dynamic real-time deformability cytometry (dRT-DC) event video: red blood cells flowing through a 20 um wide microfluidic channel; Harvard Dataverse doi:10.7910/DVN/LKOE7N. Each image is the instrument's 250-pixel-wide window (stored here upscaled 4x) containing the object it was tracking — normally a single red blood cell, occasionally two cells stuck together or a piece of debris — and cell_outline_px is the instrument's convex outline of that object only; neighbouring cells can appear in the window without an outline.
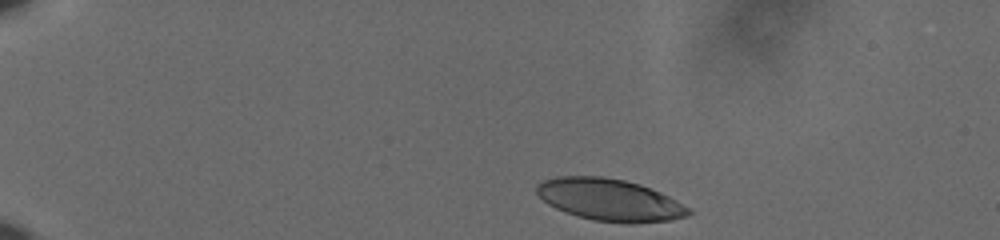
{"species": "human", "species_latin": "Homo sapiens", "temperature_condition": "cold", "stored_images_in_passage": 43, "camera_frame_rate_fps": 3000, "um_per_image_px": 0.085, "donor": {"sex": "male"}, "frame": {"image": 1, "passage_image": 1, "time_ms": 0.0, "image_size_px": [1000, 240], "cell_outline_px": [[692, 212], [688, 216], [672, 220], [632, 224], [628, 224], [592, 220], [564, 212], [548, 204], [536, 192], [536, 184], [544, 180], [556, 176], [604, 176], [624, 180], [640, 184], [660, 192], [676, 200], [688, 208]], "centroid_in_image_um": [51.82, 16.99], "position_along_channel_um": 33.2, "area_um2": 37.34}}
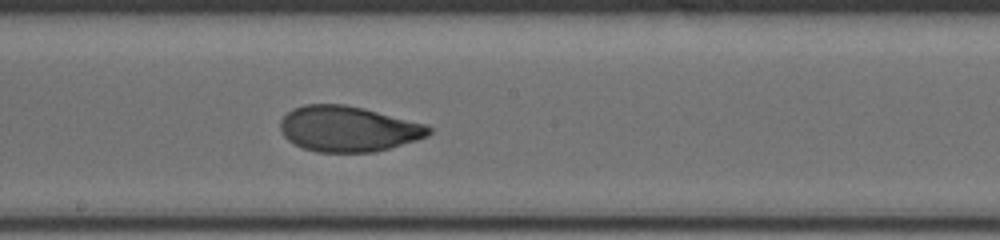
{"frame": {"image": 2, "passage_image": 24, "time_ms": 7.667, "image_size_px": [1000, 240], "cell_outline_px": [[432, 132], [428, 136], [416, 140], [376, 152], [316, 152], [304, 148], [288, 140], [284, 136], [280, 128], [280, 120], [292, 108], [304, 104], [344, 104], [364, 108], [428, 124], [432, 128]], "centroid_in_image_um": [29.62, 10.94], "position_along_channel_um": 218.6, "area_um2": 39.65}}
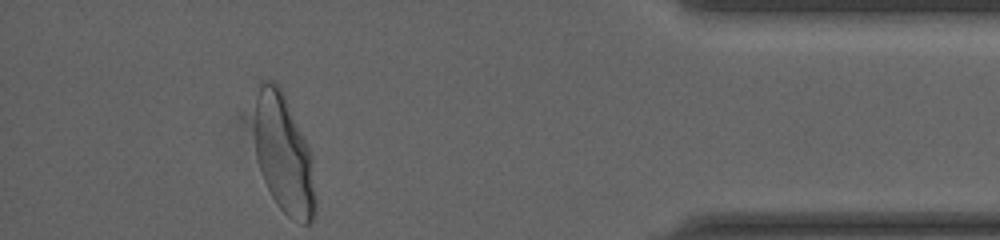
{"frame": {"image": 3, "passage_image": 43, "time_ms": 14.0, "image_size_px": [1000, 240], "cell_outline_px": [[316, 212], [312, 220], [308, 224], [300, 224], [292, 220], [276, 204], [264, 180], [256, 156], [256, 96], [260, 80], [268, 80], [276, 84], [280, 88], [284, 96], [312, 156], [316, 200]], "centroid_in_image_um": [24.14, 13.19], "position_along_channel_um": 411.1, "area_um2": 41.62}, "authors_computed_cell_mechanics": {"area_um2": 39.882, "velocity_mm_per_s": 3.6272, "shape_relaxation_time_tau1_ms": 4.8975, "shape_relaxation_time_tau2_ms": 1.0717, "deformation_change_tau1": 0.1823, "deformation_change_tau2": 0.0539}}